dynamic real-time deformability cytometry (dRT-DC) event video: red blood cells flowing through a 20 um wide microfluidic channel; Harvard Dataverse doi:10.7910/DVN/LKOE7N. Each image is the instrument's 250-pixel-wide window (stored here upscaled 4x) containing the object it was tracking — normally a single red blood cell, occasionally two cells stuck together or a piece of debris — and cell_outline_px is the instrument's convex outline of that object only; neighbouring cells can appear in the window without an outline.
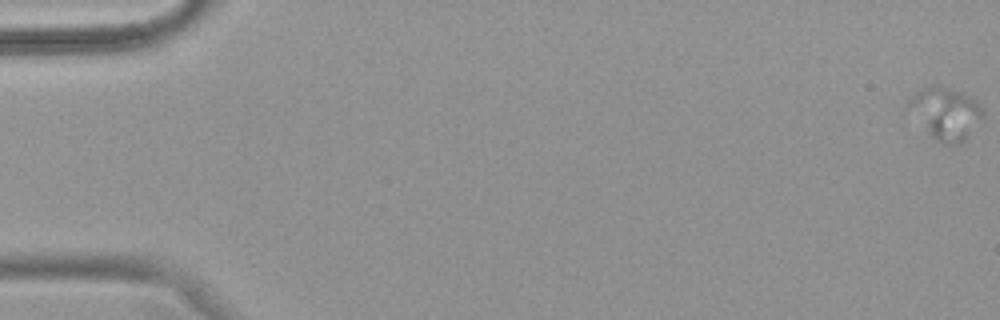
{"species": "common noctule bat (a hibernating species)", "species_latin": "Nyctalus noctula", "temperature_condition": "warm", "stored_images_in_passage": 53, "camera_frame_rate_fps": 3000, "um_per_image_px": 0.085, "animal": {"sex": "female", "body_mass_g": 18.4}, "frame": {"image": 1, "passage_image": 1, "time_ms": 0.0, "image_size_px": [1000, 320], "cell_outline_px": [[984, 120], [964, 140], [956, 144], [944, 144], [936, 140], [908, 104], [908, 100], [916, 92], [932, 84], [936, 84], [964, 92], [976, 100], [980, 104], [984, 116]], "centroid_in_image_um": [80.49, 9.59], "position_along_channel_um": 4.5, "area_um2": 21.96}}
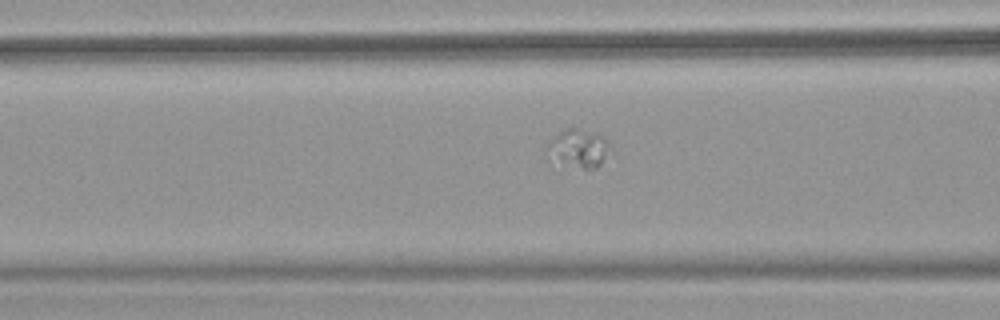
{"frame": {"image": 2, "passage_image": 22, "time_ms": 7.0, "image_size_px": [1000, 320], "cell_outline_px": [[612, 148], [600, 164], [596, 168], [584, 168], [560, 156], [548, 144], [548, 140], [560, 132], [568, 128], [576, 128], [604, 136], [608, 140]], "centroid_in_image_um": [49.38, 12.5], "position_along_channel_um": 117.2, "area_um2": 12.43}}
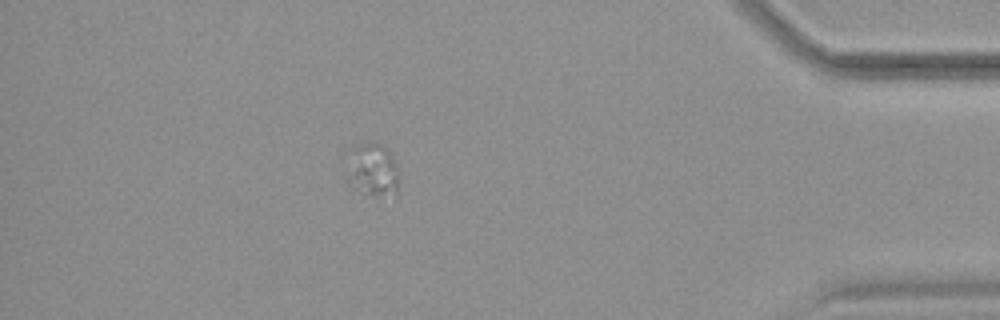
{"frame": {"image": 3, "passage_image": 47, "time_ms": 15.333, "image_size_px": [1000, 320], "cell_outline_px": [[400, 184], [396, 200], [352, 188], [348, 184], [348, 176], [352, 148], [356, 144], [372, 140], [384, 144], [392, 156], [396, 164]], "centroid_in_image_um": [31.76, 14.45], "position_along_channel_um": 403.4, "area_um2": 16.65}}